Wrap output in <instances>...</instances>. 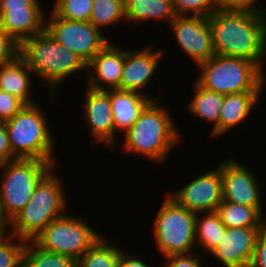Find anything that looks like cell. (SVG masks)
I'll list each match as a JSON object with an SVG mask.
<instances>
[{"instance_id":"f35d334b","label":"cell","mask_w":266,"mask_h":267,"mask_svg":"<svg viewBox=\"0 0 266 267\" xmlns=\"http://www.w3.org/2000/svg\"><path fill=\"white\" fill-rule=\"evenodd\" d=\"M40 0H0V9H25V7H44Z\"/></svg>"},{"instance_id":"ac0fdd59","label":"cell","mask_w":266,"mask_h":267,"mask_svg":"<svg viewBox=\"0 0 266 267\" xmlns=\"http://www.w3.org/2000/svg\"><path fill=\"white\" fill-rule=\"evenodd\" d=\"M44 11V7L0 9L1 29L20 45L45 31L47 13Z\"/></svg>"},{"instance_id":"7c38bea8","label":"cell","mask_w":266,"mask_h":267,"mask_svg":"<svg viewBox=\"0 0 266 267\" xmlns=\"http://www.w3.org/2000/svg\"><path fill=\"white\" fill-rule=\"evenodd\" d=\"M222 178L223 200L250 207H263L261 180L255 171L240 163L236 157L218 162ZM257 175V176H256ZM261 181V182H260Z\"/></svg>"},{"instance_id":"1f68e13d","label":"cell","mask_w":266,"mask_h":267,"mask_svg":"<svg viewBox=\"0 0 266 267\" xmlns=\"http://www.w3.org/2000/svg\"><path fill=\"white\" fill-rule=\"evenodd\" d=\"M221 11L251 12L266 14V7L259 0H217ZM258 2V3H257Z\"/></svg>"},{"instance_id":"603a6c76","label":"cell","mask_w":266,"mask_h":267,"mask_svg":"<svg viewBox=\"0 0 266 267\" xmlns=\"http://www.w3.org/2000/svg\"><path fill=\"white\" fill-rule=\"evenodd\" d=\"M175 17L171 0H125L126 25L153 20H163L169 25Z\"/></svg>"},{"instance_id":"f1b7e54d","label":"cell","mask_w":266,"mask_h":267,"mask_svg":"<svg viewBox=\"0 0 266 267\" xmlns=\"http://www.w3.org/2000/svg\"><path fill=\"white\" fill-rule=\"evenodd\" d=\"M52 12L63 19L89 21L93 0H54ZM53 7V8H52Z\"/></svg>"},{"instance_id":"2e32d148","label":"cell","mask_w":266,"mask_h":267,"mask_svg":"<svg viewBox=\"0 0 266 267\" xmlns=\"http://www.w3.org/2000/svg\"><path fill=\"white\" fill-rule=\"evenodd\" d=\"M265 227L226 228L219 244L208 254L219 266L250 267L258 235Z\"/></svg>"},{"instance_id":"52a82bcc","label":"cell","mask_w":266,"mask_h":267,"mask_svg":"<svg viewBox=\"0 0 266 267\" xmlns=\"http://www.w3.org/2000/svg\"><path fill=\"white\" fill-rule=\"evenodd\" d=\"M152 223L155 247L161 258L186 255L196 250V213L178 205L167 193Z\"/></svg>"},{"instance_id":"ffe728a7","label":"cell","mask_w":266,"mask_h":267,"mask_svg":"<svg viewBox=\"0 0 266 267\" xmlns=\"http://www.w3.org/2000/svg\"><path fill=\"white\" fill-rule=\"evenodd\" d=\"M31 76H34L33 72L26 61L18 55L11 62L0 66V89L16 96L26 105L36 104V99L33 98L36 95L31 89L32 86L35 87Z\"/></svg>"},{"instance_id":"4316f807","label":"cell","mask_w":266,"mask_h":267,"mask_svg":"<svg viewBox=\"0 0 266 267\" xmlns=\"http://www.w3.org/2000/svg\"><path fill=\"white\" fill-rule=\"evenodd\" d=\"M89 22L101 31L103 27L125 23V0H93Z\"/></svg>"},{"instance_id":"277c9868","label":"cell","mask_w":266,"mask_h":267,"mask_svg":"<svg viewBox=\"0 0 266 267\" xmlns=\"http://www.w3.org/2000/svg\"><path fill=\"white\" fill-rule=\"evenodd\" d=\"M58 169L53 167L36 185L29 202L9 222V234L33 241L49 223L67 213L66 186Z\"/></svg>"},{"instance_id":"3957f363","label":"cell","mask_w":266,"mask_h":267,"mask_svg":"<svg viewBox=\"0 0 266 267\" xmlns=\"http://www.w3.org/2000/svg\"><path fill=\"white\" fill-rule=\"evenodd\" d=\"M19 55L33 72L35 81L40 80L48 87L52 102H59L58 89L69 77L71 79L77 72L87 71V64L78 55L59 44L46 30L24 40L20 44Z\"/></svg>"},{"instance_id":"6da1fadb","label":"cell","mask_w":266,"mask_h":267,"mask_svg":"<svg viewBox=\"0 0 266 267\" xmlns=\"http://www.w3.org/2000/svg\"><path fill=\"white\" fill-rule=\"evenodd\" d=\"M208 20L216 54L246 59L262 68L266 14L217 10Z\"/></svg>"},{"instance_id":"74e56055","label":"cell","mask_w":266,"mask_h":267,"mask_svg":"<svg viewBox=\"0 0 266 267\" xmlns=\"http://www.w3.org/2000/svg\"><path fill=\"white\" fill-rule=\"evenodd\" d=\"M146 260V258L143 260L142 257H137L131 251H126V249H123L120 257L119 267H153V264H151V262H149V264Z\"/></svg>"},{"instance_id":"8fae6325","label":"cell","mask_w":266,"mask_h":267,"mask_svg":"<svg viewBox=\"0 0 266 267\" xmlns=\"http://www.w3.org/2000/svg\"><path fill=\"white\" fill-rule=\"evenodd\" d=\"M146 45L138 50L124 48V66L119 90L138 92L152 100L162 99V96L155 93L150 96L153 93H148L147 85L151 84V79H154L157 71L159 73L158 66L160 67L159 63L165 57L166 50L155 49L154 43Z\"/></svg>"},{"instance_id":"ab89813d","label":"cell","mask_w":266,"mask_h":267,"mask_svg":"<svg viewBox=\"0 0 266 267\" xmlns=\"http://www.w3.org/2000/svg\"><path fill=\"white\" fill-rule=\"evenodd\" d=\"M9 234V221L3 214L0 202V238Z\"/></svg>"},{"instance_id":"60d3db41","label":"cell","mask_w":266,"mask_h":267,"mask_svg":"<svg viewBox=\"0 0 266 267\" xmlns=\"http://www.w3.org/2000/svg\"><path fill=\"white\" fill-rule=\"evenodd\" d=\"M264 64H263V66H262V68H261V75H262V80H263V84H264V87H266V70H265V68L264 67H266V66H264L266 63V28H265V57H264Z\"/></svg>"},{"instance_id":"7402d4cb","label":"cell","mask_w":266,"mask_h":267,"mask_svg":"<svg viewBox=\"0 0 266 267\" xmlns=\"http://www.w3.org/2000/svg\"><path fill=\"white\" fill-rule=\"evenodd\" d=\"M191 100L186 104L185 111L201 121L213 124L210 126L209 136L219 138V116L221 113L224 95L201 87L196 81L193 82Z\"/></svg>"},{"instance_id":"d590c367","label":"cell","mask_w":266,"mask_h":267,"mask_svg":"<svg viewBox=\"0 0 266 267\" xmlns=\"http://www.w3.org/2000/svg\"><path fill=\"white\" fill-rule=\"evenodd\" d=\"M250 267H266V227L257 237Z\"/></svg>"},{"instance_id":"4dcf8cb0","label":"cell","mask_w":266,"mask_h":267,"mask_svg":"<svg viewBox=\"0 0 266 267\" xmlns=\"http://www.w3.org/2000/svg\"><path fill=\"white\" fill-rule=\"evenodd\" d=\"M175 16L209 17L219 10L217 0H171Z\"/></svg>"},{"instance_id":"4fadbf2b","label":"cell","mask_w":266,"mask_h":267,"mask_svg":"<svg viewBox=\"0 0 266 267\" xmlns=\"http://www.w3.org/2000/svg\"><path fill=\"white\" fill-rule=\"evenodd\" d=\"M171 193V194H170ZM167 195L178 205L194 213L217 211L223 200L222 178L218 166L191 179L187 184Z\"/></svg>"},{"instance_id":"d6986e66","label":"cell","mask_w":266,"mask_h":267,"mask_svg":"<svg viewBox=\"0 0 266 267\" xmlns=\"http://www.w3.org/2000/svg\"><path fill=\"white\" fill-rule=\"evenodd\" d=\"M263 92H242L224 95L223 105L219 116V136L244 125L259 106ZM261 96V97H260ZM258 103V104H257Z\"/></svg>"},{"instance_id":"836d02e7","label":"cell","mask_w":266,"mask_h":267,"mask_svg":"<svg viewBox=\"0 0 266 267\" xmlns=\"http://www.w3.org/2000/svg\"><path fill=\"white\" fill-rule=\"evenodd\" d=\"M20 45L0 29V66L14 60L19 55Z\"/></svg>"},{"instance_id":"5bb4252c","label":"cell","mask_w":266,"mask_h":267,"mask_svg":"<svg viewBox=\"0 0 266 267\" xmlns=\"http://www.w3.org/2000/svg\"><path fill=\"white\" fill-rule=\"evenodd\" d=\"M183 55L196 65L210 59L216 53L208 17L176 16L168 25ZM174 34V35H173Z\"/></svg>"},{"instance_id":"83f0119b","label":"cell","mask_w":266,"mask_h":267,"mask_svg":"<svg viewBox=\"0 0 266 267\" xmlns=\"http://www.w3.org/2000/svg\"><path fill=\"white\" fill-rule=\"evenodd\" d=\"M22 267H76L68 256L46 251L33 241H28L23 251Z\"/></svg>"},{"instance_id":"8992f818","label":"cell","mask_w":266,"mask_h":267,"mask_svg":"<svg viewBox=\"0 0 266 267\" xmlns=\"http://www.w3.org/2000/svg\"><path fill=\"white\" fill-rule=\"evenodd\" d=\"M196 67L199 73L195 81L216 93L264 92L261 69L249 60L215 54Z\"/></svg>"},{"instance_id":"d4e9b609","label":"cell","mask_w":266,"mask_h":267,"mask_svg":"<svg viewBox=\"0 0 266 267\" xmlns=\"http://www.w3.org/2000/svg\"><path fill=\"white\" fill-rule=\"evenodd\" d=\"M202 217H201V216ZM226 230L219 214L214 212L196 213L195 237L196 246L207 255L219 244Z\"/></svg>"},{"instance_id":"e575fe53","label":"cell","mask_w":266,"mask_h":267,"mask_svg":"<svg viewBox=\"0 0 266 267\" xmlns=\"http://www.w3.org/2000/svg\"><path fill=\"white\" fill-rule=\"evenodd\" d=\"M200 255V252L198 256L193 252L186 255L165 257L164 261H161L162 263L164 262L162 267H203L204 265L201 264L203 263V258Z\"/></svg>"},{"instance_id":"9c48e42d","label":"cell","mask_w":266,"mask_h":267,"mask_svg":"<svg viewBox=\"0 0 266 267\" xmlns=\"http://www.w3.org/2000/svg\"><path fill=\"white\" fill-rule=\"evenodd\" d=\"M83 216L68 214L53 220L33 242L40 248L77 261L101 236Z\"/></svg>"},{"instance_id":"e0dca14e","label":"cell","mask_w":266,"mask_h":267,"mask_svg":"<svg viewBox=\"0 0 266 267\" xmlns=\"http://www.w3.org/2000/svg\"><path fill=\"white\" fill-rule=\"evenodd\" d=\"M123 66L124 48L110 40L87 64L85 86L95 90H119Z\"/></svg>"},{"instance_id":"ba28073f","label":"cell","mask_w":266,"mask_h":267,"mask_svg":"<svg viewBox=\"0 0 266 267\" xmlns=\"http://www.w3.org/2000/svg\"><path fill=\"white\" fill-rule=\"evenodd\" d=\"M53 167L48 161L23 158L0 165V202L9 222L26 206L36 185Z\"/></svg>"},{"instance_id":"484cf974","label":"cell","mask_w":266,"mask_h":267,"mask_svg":"<svg viewBox=\"0 0 266 267\" xmlns=\"http://www.w3.org/2000/svg\"><path fill=\"white\" fill-rule=\"evenodd\" d=\"M108 239L106 235L101 236L76 261V267H119L123 248Z\"/></svg>"},{"instance_id":"f546056e","label":"cell","mask_w":266,"mask_h":267,"mask_svg":"<svg viewBox=\"0 0 266 267\" xmlns=\"http://www.w3.org/2000/svg\"><path fill=\"white\" fill-rule=\"evenodd\" d=\"M27 241L8 234L0 238V267H22Z\"/></svg>"},{"instance_id":"cb8c5ba5","label":"cell","mask_w":266,"mask_h":267,"mask_svg":"<svg viewBox=\"0 0 266 267\" xmlns=\"http://www.w3.org/2000/svg\"><path fill=\"white\" fill-rule=\"evenodd\" d=\"M264 211V207H250L222 200L216 212L226 228H241L266 227Z\"/></svg>"},{"instance_id":"8d00e7d4","label":"cell","mask_w":266,"mask_h":267,"mask_svg":"<svg viewBox=\"0 0 266 267\" xmlns=\"http://www.w3.org/2000/svg\"><path fill=\"white\" fill-rule=\"evenodd\" d=\"M17 159L11 151L8 133L4 122H0V165Z\"/></svg>"},{"instance_id":"44dd1931","label":"cell","mask_w":266,"mask_h":267,"mask_svg":"<svg viewBox=\"0 0 266 267\" xmlns=\"http://www.w3.org/2000/svg\"><path fill=\"white\" fill-rule=\"evenodd\" d=\"M110 98L118 140V135H122L133 125L152 99L138 92L118 89L110 90Z\"/></svg>"},{"instance_id":"7a4b0ae2","label":"cell","mask_w":266,"mask_h":267,"mask_svg":"<svg viewBox=\"0 0 266 267\" xmlns=\"http://www.w3.org/2000/svg\"><path fill=\"white\" fill-rule=\"evenodd\" d=\"M161 101L152 100L133 125L123 133L124 153L129 152L133 156L164 164L172 149L183 142L171 109H167V105H162Z\"/></svg>"},{"instance_id":"30bf717a","label":"cell","mask_w":266,"mask_h":267,"mask_svg":"<svg viewBox=\"0 0 266 267\" xmlns=\"http://www.w3.org/2000/svg\"><path fill=\"white\" fill-rule=\"evenodd\" d=\"M45 30L59 44L78 55L86 64L110 41V38L104 34L106 28L103 32L89 21L60 18L51 9L46 15Z\"/></svg>"},{"instance_id":"9a60e30c","label":"cell","mask_w":266,"mask_h":267,"mask_svg":"<svg viewBox=\"0 0 266 267\" xmlns=\"http://www.w3.org/2000/svg\"><path fill=\"white\" fill-rule=\"evenodd\" d=\"M83 116L93 145H105L110 151L116 147V128L111 109L110 90H95L85 86ZM85 100V101H84Z\"/></svg>"},{"instance_id":"5b68a950","label":"cell","mask_w":266,"mask_h":267,"mask_svg":"<svg viewBox=\"0 0 266 267\" xmlns=\"http://www.w3.org/2000/svg\"><path fill=\"white\" fill-rule=\"evenodd\" d=\"M41 105H25L4 123L12 154L16 158L44 160L55 167L60 163L55 153L57 142L51 131L52 126L48 124L47 113L41 109Z\"/></svg>"},{"instance_id":"d6a6232c","label":"cell","mask_w":266,"mask_h":267,"mask_svg":"<svg viewBox=\"0 0 266 267\" xmlns=\"http://www.w3.org/2000/svg\"><path fill=\"white\" fill-rule=\"evenodd\" d=\"M25 105L16 96L0 89V122L13 118Z\"/></svg>"}]
</instances>
